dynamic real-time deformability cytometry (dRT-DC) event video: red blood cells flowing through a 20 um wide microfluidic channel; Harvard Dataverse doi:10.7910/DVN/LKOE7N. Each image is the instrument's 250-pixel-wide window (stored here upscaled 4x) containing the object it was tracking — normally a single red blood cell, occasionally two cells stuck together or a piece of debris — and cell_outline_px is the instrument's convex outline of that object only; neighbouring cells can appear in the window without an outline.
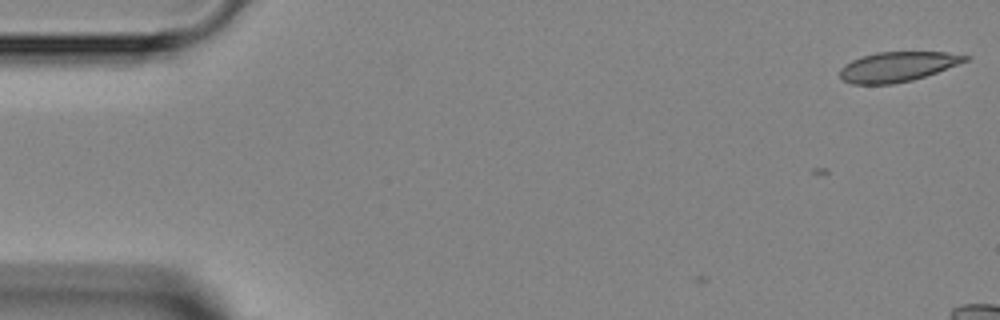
{"species": "Egyptian fruit bat (a non-hibernating species)", "species_latin": "Rousettus aegyptiacus", "temperature_condition": "room temperature", "stored_images_in_passage": 2, "camera_frame_rate_fps": 3000, "um_per_image_px": 0.085, "animal": {"sex": "female"}, "frame": {"image": 1, "passage_image": 2, "time_ms": 1.0, "image_size_px": [1000, 320], "cell_outline_px": [[972, 56], [968, 60], [936, 72], [912, 80], [892, 84], [852, 84], [840, 80], [840, 68], [844, 64], [852, 60], [876, 52], [944, 52]], "centroid_in_image_um": [76.24, 5.67], "position_along_channel_um": 8.8, "area_um2": 21.68}}